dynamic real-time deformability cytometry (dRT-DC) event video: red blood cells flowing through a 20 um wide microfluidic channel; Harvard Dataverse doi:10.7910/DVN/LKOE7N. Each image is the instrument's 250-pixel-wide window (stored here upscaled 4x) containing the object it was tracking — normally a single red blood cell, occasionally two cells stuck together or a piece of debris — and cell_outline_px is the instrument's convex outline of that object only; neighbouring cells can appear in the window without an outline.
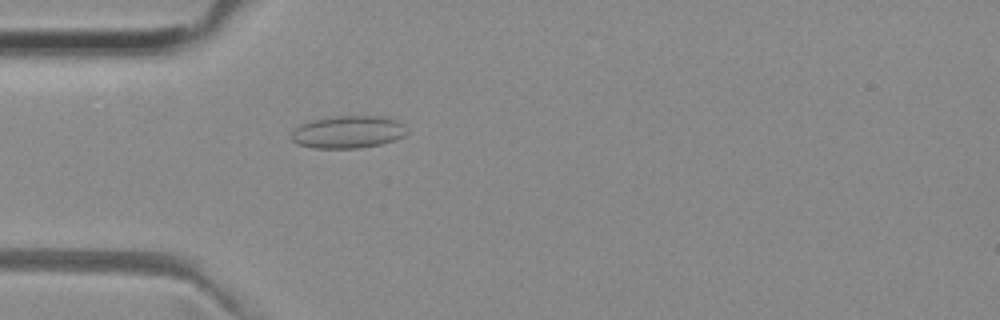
{"species": "common noctule bat (a hibernating species)", "species_latin": "Nyctalus noctula", "temperature_condition": "room temperature", "stored_images_in_passage": 53, "camera_frame_rate_fps": 3000, "um_per_image_px": 0.085, "animal": {"sex": "female", "body_mass_g": 29.2, "forearm_length_mm": 56.3}, "frame": {"image": 1, "passage_image": 15, "time_ms": 4.667, "image_size_px": [1000, 320], "cell_outline_px": [[408, 132], [404, 136], [380, 144], [360, 148], [312, 148], [296, 144], [292, 140], [292, 132], [300, 124], [312, 120], [332, 116], [384, 116], [396, 120]], "centroid_in_image_um": [29.54, 11.22], "position_along_channel_um": 55.5, "area_um2": 21.79}}
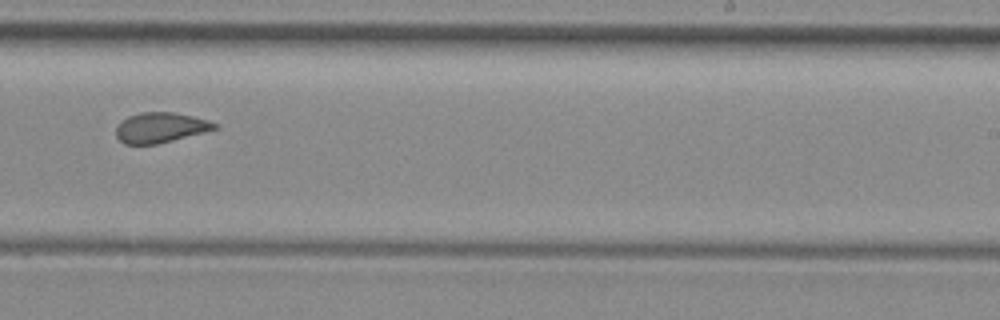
{"frame": {"image": 2, "passage_image": 32, "time_ms": 10.333, "image_size_px": [1000, 320], "cell_outline_px": [[220, 128], [156, 144], [124, 144], [116, 136], [116, 128], [128, 116], [140, 112], [172, 112], [192, 116], [208, 120], [216, 124]], "centroid_in_image_um": [13.64, 10.84], "position_along_channel_um": 275.4, "area_um2": 17.11}}
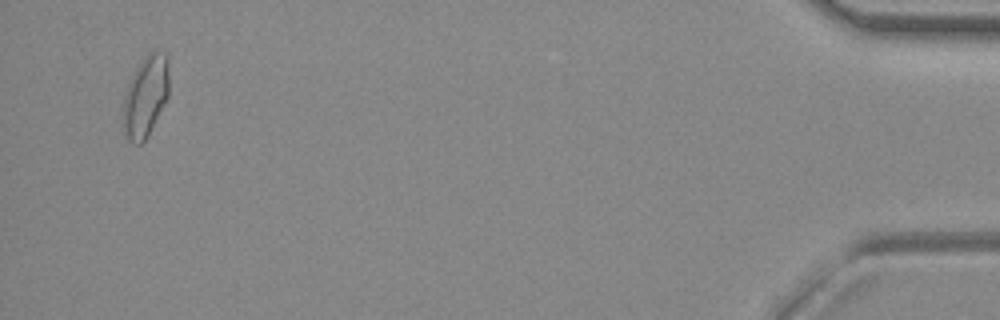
{"frame": {"image": 3, "passage_image": 50, "time_ms": 16.333, "image_size_px": [1000, 320], "cell_outline_px": [[168, 96], [148, 136], [140, 144], [132, 144], [128, 140], [124, 132], [124, 96], [128, 84], [136, 68], [144, 56], [148, 52], [156, 48], [168, 52]], "centroid_in_image_um": [12.4, 8.12], "position_along_channel_um": 422.8, "area_um2": 21.85}}